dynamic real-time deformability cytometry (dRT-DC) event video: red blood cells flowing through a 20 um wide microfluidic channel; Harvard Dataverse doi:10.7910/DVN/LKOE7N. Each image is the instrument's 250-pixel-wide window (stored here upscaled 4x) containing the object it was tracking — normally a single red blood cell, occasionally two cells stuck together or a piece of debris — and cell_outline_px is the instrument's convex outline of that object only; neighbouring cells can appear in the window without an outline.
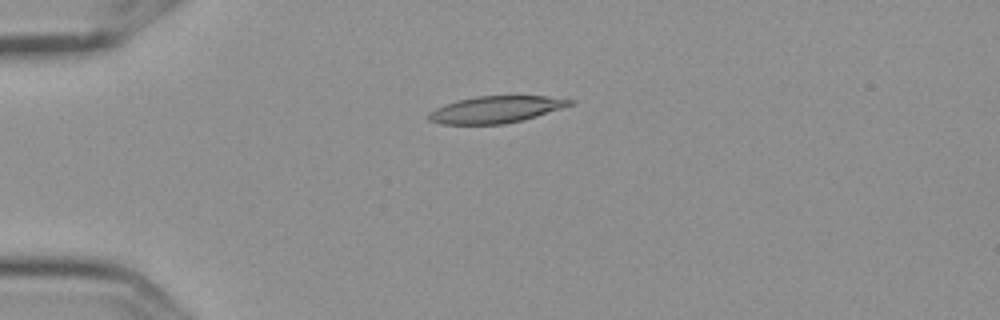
{"species": "Egyptian fruit bat (a non-hibernating species)", "species_latin": "Rousettus aegyptiacus", "temperature_condition": "cold", "stored_images_in_passage": 7, "camera_frame_rate_fps": 3000, "um_per_image_px": 0.085, "frame": {"image": 1, "passage_image": 5, "time_ms": 1.333, "image_size_px": [1000, 320], "cell_outline_px": [[576, 100], [572, 104], [524, 120], [504, 124], [440, 124], [428, 120], [428, 112], [444, 104], [456, 100], [476, 96], [544, 96]], "centroid_in_image_um": [42.09, 9.31], "position_along_channel_um": 42.9, "area_um2": 22.02}}
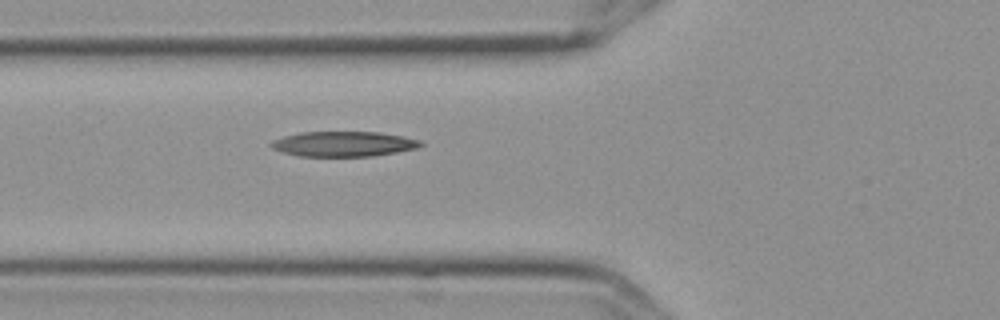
{"frame": {"image": 2, "passage_image": 7, "time_ms": 2.0, "image_size_px": [1000, 320], "cell_outline_px": [[424, 144], [416, 148], [396, 152], [372, 156], [300, 156], [284, 152], [272, 148], [268, 144], [272, 140], [284, 136], [300, 132], [380, 132], [404, 136], [420, 140]], "centroid_in_image_um": [29.2, 12.23], "position_along_channel_um": 96.6, "area_um2": 21.85}}